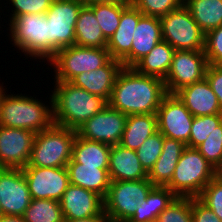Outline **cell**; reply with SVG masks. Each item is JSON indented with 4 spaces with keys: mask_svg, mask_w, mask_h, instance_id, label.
I'll return each mask as SVG.
<instances>
[{
    "mask_svg": "<svg viewBox=\"0 0 222 222\" xmlns=\"http://www.w3.org/2000/svg\"><path fill=\"white\" fill-rule=\"evenodd\" d=\"M165 82L123 67L118 73L108 104L128 115L156 114L167 95Z\"/></svg>",
    "mask_w": 222,
    "mask_h": 222,
    "instance_id": "6da1fadb",
    "label": "cell"
},
{
    "mask_svg": "<svg viewBox=\"0 0 222 222\" xmlns=\"http://www.w3.org/2000/svg\"><path fill=\"white\" fill-rule=\"evenodd\" d=\"M53 84V90L49 91L53 99L55 125L76 131L108 105L104 98L93 95L70 82H53Z\"/></svg>",
    "mask_w": 222,
    "mask_h": 222,
    "instance_id": "7a4b0ae2",
    "label": "cell"
},
{
    "mask_svg": "<svg viewBox=\"0 0 222 222\" xmlns=\"http://www.w3.org/2000/svg\"><path fill=\"white\" fill-rule=\"evenodd\" d=\"M8 90L0 101V126L27 129L34 133L54 125L53 99L43 101L27 94H14ZM48 102L49 104H46Z\"/></svg>",
    "mask_w": 222,
    "mask_h": 222,
    "instance_id": "3957f363",
    "label": "cell"
},
{
    "mask_svg": "<svg viewBox=\"0 0 222 222\" xmlns=\"http://www.w3.org/2000/svg\"><path fill=\"white\" fill-rule=\"evenodd\" d=\"M6 29L12 47L14 46L31 60L49 62V30L45 14H22L8 20ZM21 51V52H20ZM34 58V59H33ZM46 61V62H45Z\"/></svg>",
    "mask_w": 222,
    "mask_h": 222,
    "instance_id": "277c9868",
    "label": "cell"
},
{
    "mask_svg": "<svg viewBox=\"0 0 222 222\" xmlns=\"http://www.w3.org/2000/svg\"><path fill=\"white\" fill-rule=\"evenodd\" d=\"M217 175L218 171L196 148L186 147L166 187L177 197L197 198L204 187Z\"/></svg>",
    "mask_w": 222,
    "mask_h": 222,
    "instance_id": "5b68a950",
    "label": "cell"
},
{
    "mask_svg": "<svg viewBox=\"0 0 222 222\" xmlns=\"http://www.w3.org/2000/svg\"><path fill=\"white\" fill-rule=\"evenodd\" d=\"M76 131L58 125L36 133L29 166L67 167L72 159Z\"/></svg>",
    "mask_w": 222,
    "mask_h": 222,
    "instance_id": "8992f818",
    "label": "cell"
},
{
    "mask_svg": "<svg viewBox=\"0 0 222 222\" xmlns=\"http://www.w3.org/2000/svg\"><path fill=\"white\" fill-rule=\"evenodd\" d=\"M111 59L106 48L72 45L56 52L48 62L54 70V82H70L77 75L97 70Z\"/></svg>",
    "mask_w": 222,
    "mask_h": 222,
    "instance_id": "52a82bcc",
    "label": "cell"
},
{
    "mask_svg": "<svg viewBox=\"0 0 222 222\" xmlns=\"http://www.w3.org/2000/svg\"><path fill=\"white\" fill-rule=\"evenodd\" d=\"M160 21L162 40L175 50H204L205 33L184 4L160 17Z\"/></svg>",
    "mask_w": 222,
    "mask_h": 222,
    "instance_id": "ba28073f",
    "label": "cell"
},
{
    "mask_svg": "<svg viewBox=\"0 0 222 222\" xmlns=\"http://www.w3.org/2000/svg\"><path fill=\"white\" fill-rule=\"evenodd\" d=\"M82 6L79 0L54 1L45 13L49 30V61L58 50L74 45L75 25Z\"/></svg>",
    "mask_w": 222,
    "mask_h": 222,
    "instance_id": "9c48e42d",
    "label": "cell"
},
{
    "mask_svg": "<svg viewBox=\"0 0 222 222\" xmlns=\"http://www.w3.org/2000/svg\"><path fill=\"white\" fill-rule=\"evenodd\" d=\"M153 187L148 179L110 181L107 195L103 199L105 215L114 219L129 220Z\"/></svg>",
    "mask_w": 222,
    "mask_h": 222,
    "instance_id": "30bf717a",
    "label": "cell"
},
{
    "mask_svg": "<svg viewBox=\"0 0 222 222\" xmlns=\"http://www.w3.org/2000/svg\"><path fill=\"white\" fill-rule=\"evenodd\" d=\"M204 50H175L170 70L164 80L168 94L205 78L208 67Z\"/></svg>",
    "mask_w": 222,
    "mask_h": 222,
    "instance_id": "8fae6325",
    "label": "cell"
},
{
    "mask_svg": "<svg viewBox=\"0 0 222 222\" xmlns=\"http://www.w3.org/2000/svg\"><path fill=\"white\" fill-rule=\"evenodd\" d=\"M32 199H54L60 201L70 185L67 167L22 168Z\"/></svg>",
    "mask_w": 222,
    "mask_h": 222,
    "instance_id": "7c38bea8",
    "label": "cell"
},
{
    "mask_svg": "<svg viewBox=\"0 0 222 222\" xmlns=\"http://www.w3.org/2000/svg\"><path fill=\"white\" fill-rule=\"evenodd\" d=\"M158 131L167 138L189 142L194 116L176 94H167L157 109Z\"/></svg>",
    "mask_w": 222,
    "mask_h": 222,
    "instance_id": "4fadbf2b",
    "label": "cell"
},
{
    "mask_svg": "<svg viewBox=\"0 0 222 222\" xmlns=\"http://www.w3.org/2000/svg\"><path fill=\"white\" fill-rule=\"evenodd\" d=\"M127 115L112 108L109 104L89 118L76 133L88 140L117 145L120 143L125 128Z\"/></svg>",
    "mask_w": 222,
    "mask_h": 222,
    "instance_id": "5bb4252c",
    "label": "cell"
},
{
    "mask_svg": "<svg viewBox=\"0 0 222 222\" xmlns=\"http://www.w3.org/2000/svg\"><path fill=\"white\" fill-rule=\"evenodd\" d=\"M31 195L21 168H0V206L3 215L23 216Z\"/></svg>",
    "mask_w": 222,
    "mask_h": 222,
    "instance_id": "9a60e30c",
    "label": "cell"
},
{
    "mask_svg": "<svg viewBox=\"0 0 222 222\" xmlns=\"http://www.w3.org/2000/svg\"><path fill=\"white\" fill-rule=\"evenodd\" d=\"M36 133L0 126V168H24L30 160Z\"/></svg>",
    "mask_w": 222,
    "mask_h": 222,
    "instance_id": "2e32d148",
    "label": "cell"
},
{
    "mask_svg": "<svg viewBox=\"0 0 222 222\" xmlns=\"http://www.w3.org/2000/svg\"><path fill=\"white\" fill-rule=\"evenodd\" d=\"M64 219H84L100 215L104 200L97 193L70 184L60 200Z\"/></svg>",
    "mask_w": 222,
    "mask_h": 222,
    "instance_id": "e0dca14e",
    "label": "cell"
},
{
    "mask_svg": "<svg viewBox=\"0 0 222 222\" xmlns=\"http://www.w3.org/2000/svg\"><path fill=\"white\" fill-rule=\"evenodd\" d=\"M161 41L160 18L142 15L133 33L131 52L121 61L123 67H133Z\"/></svg>",
    "mask_w": 222,
    "mask_h": 222,
    "instance_id": "ac0fdd59",
    "label": "cell"
},
{
    "mask_svg": "<svg viewBox=\"0 0 222 222\" xmlns=\"http://www.w3.org/2000/svg\"><path fill=\"white\" fill-rule=\"evenodd\" d=\"M175 94L194 117L222 114L218 98L206 78L182 87Z\"/></svg>",
    "mask_w": 222,
    "mask_h": 222,
    "instance_id": "d6986e66",
    "label": "cell"
},
{
    "mask_svg": "<svg viewBox=\"0 0 222 222\" xmlns=\"http://www.w3.org/2000/svg\"><path fill=\"white\" fill-rule=\"evenodd\" d=\"M122 68V62L111 58L104 66L94 71L81 73L70 83L109 102L116 77Z\"/></svg>",
    "mask_w": 222,
    "mask_h": 222,
    "instance_id": "ffe728a7",
    "label": "cell"
},
{
    "mask_svg": "<svg viewBox=\"0 0 222 222\" xmlns=\"http://www.w3.org/2000/svg\"><path fill=\"white\" fill-rule=\"evenodd\" d=\"M108 174L110 181L148 179V173L141 166L137 152L120 144L111 146Z\"/></svg>",
    "mask_w": 222,
    "mask_h": 222,
    "instance_id": "44dd1931",
    "label": "cell"
},
{
    "mask_svg": "<svg viewBox=\"0 0 222 222\" xmlns=\"http://www.w3.org/2000/svg\"><path fill=\"white\" fill-rule=\"evenodd\" d=\"M142 15L131 3L122 11L119 26L106 46L112 59L121 62L131 52L133 33Z\"/></svg>",
    "mask_w": 222,
    "mask_h": 222,
    "instance_id": "7402d4cb",
    "label": "cell"
},
{
    "mask_svg": "<svg viewBox=\"0 0 222 222\" xmlns=\"http://www.w3.org/2000/svg\"><path fill=\"white\" fill-rule=\"evenodd\" d=\"M185 148L183 142L164 137L161 155L148 172V180L154 186L166 187L170 183Z\"/></svg>",
    "mask_w": 222,
    "mask_h": 222,
    "instance_id": "603a6c76",
    "label": "cell"
},
{
    "mask_svg": "<svg viewBox=\"0 0 222 222\" xmlns=\"http://www.w3.org/2000/svg\"><path fill=\"white\" fill-rule=\"evenodd\" d=\"M70 184L93 191L103 199L106 197L110 186L108 169L100 166H83L73 159L67 164Z\"/></svg>",
    "mask_w": 222,
    "mask_h": 222,
    "instance_id": "cb8c5ba5",
    "label": "cell"
},
{
    "mask_svg": "<svg viewBox=\"0 0 222 222\" xmlns=\"http://www.w3.org/2000/svg\"><path fill=\"white\" fill-rule=\"evenodd\" d=\"M157 131L156 114L128 115L119 144L136 151L149 136Z\"/></svg>",
    "mask_w": 222,
    "mask_h": 222,
    "instance_id": "d4e9b609",
    "label": "cell"
},
{
    "mask_svg": "<svg viewBox=\"0 0 222 222\" xmlns=\"http://www.w3.org/2000/svg\"><path fill=\"white\" fill-rule=\"evenodd\" d=\"M175 49L166 41H161L133 68L140 74L165 80L172 63Z\"/></svg>",
    "mask_w": 222,
    "mask_h": 222,
    "instance_id": "484cf974",
    "label": "cell"
},
{
    "mask_svg": "<svg viewBox=\"0 0 222 222\" xmlns=\"http://www.w3.org/2000/svg\"><path fill=\"white\" fill-rule=\"evenodd\" d=\"M104 37L94 12L89 6H82L75 25L74 45L92 48H106Z\"/></svg>",
    "mask_w": 222,
    "mask_h": 222,
    "instance_id": "4316f807",
    "label": "cell"
},
{
    "mask_svg": "<svg viewBox=\"0 0 222 222\" xmlns=\"http://www.w3.org/2000/svg\"><path fill=\"white\" fill-rule=\"evenodd\" d=\"M111 145L81 138L76 134L72 146V159L83 166L108 169Z\"/></svg>",
    "mask_w": 222,
    "mask_h": 222,
    "instance_id": "83f0119b",
    "label": "cell"
},
{
    "mask_svg": "<svg viewBox=\"0 0 222 222\" xmlns=\"http://www.w3.org/2000/svg\"><path fill=\"white\" fill-rule=\"evenodd\" d=\"M177 196L167 187L154 186L129 219L132 222H155Z\"/></svg>",
    "mask_w": 222,
    "mask_h": 222,
    "instance_id": "f1b7e54d",
    "label": "cell"
},
{
    "mask_svg": "<svg viewBox=\"0 0 222 222\" xmlns=\"http://www.w3.org/2000/svg\"><path fill=\"white\" fill-rule=\"evenodd\" d=\"M183 4L205 34L222 25V0H184Z\"/></svg>",
    "mask_w": 222,
    "mask_h": 222,
    "instance_id": "f546056e",
    "label": "cell"
},
{
    "mask_svg": "<svg viewBox=\"0 0 222 222\" xmlns=\"http://www.w3.org/2000/svg\"><path fill=\"white\" fill-rule=\"evenodd\" d=\"M26 222H63L60 201L54 199H32L23 215Z\"/></svg>",
    "mask_w": 222,
    "mask_h": 222,
    "instance_id": "4dcf8cb0",
    "label": "cell"
},
{
    "mask_svg": "<svg viewBox=\"0 0 222 222\" xmlns=\"http://www.w3.org/2000/svg\"><path fill=\"white\" fill-rule=\"evenodd\" d=\"M128 5L104 3L89 6L94 12L102 33L107 40L115 33L119 26L121 13Z\"/></svg>",
    "mask_w": 222,
    "mask_h": 222,
    "instance_id": "1f68e13d",
    "label": "cell"
},
{
    "mask_svg": "<svg viewBox=\"0 0 222 222\" xmlns=\"http://www.w3.org/2000/svg\"><path fill=\"white\" fill-rule=\"evenodd\" d=\"M222 123V114L194 117L186 147L197 148Z\"/></svg>",
    "mask_w": 222,
    "mask_h": 222,
    "instance_id": "d6a6232c",
    "label": "cell"
},
{
    "mask_svg": "<svg viewBox=\"0 0 222 222\" xmlns=\"http://www.w3.org/2000/svg\"><path fill=\"white\" fill-rule=\"evenodd\" d=\"M196 149L219 172L222 169V123Z\"/></svg>",
    "mask_w": 222,
    "mask_h": 222,
    "instance_id": "836d02e7",
    "label": "cell"
},
{
    "mask_svg": "<svg viewBox=\"0 0 222 222\" xmlns=\"http://www.w3.org/2000/svg\"><path fill=\"white\" fill-rule=\"evenodd\" d=\"M163 142L164 136L157 131L149 136L142 146L136 150L141 166L147 173L152 169L155 162L160 157L163 149Z\"/></svg>",
    "mask_w": 222,
    "mask_h": 222,
    "instance_id": "e575fe53",
    "label": "cell"
},
{
    "mask_svg": "<svg viewBox=\"0 0 222 222\" xmlns=\"http://www.w3.org/2000/svg\"><path fill=\"white\" fill-rule=\"evenodd\" d=\"M155 222H193L191 197H176Z\"/></svg>",
    "mask_w": 222,
    "mask_h": 222,
    "instance_id": "d590c367",
    "label": "cell"
},
{
    "mask_svg": "<svg viewBox=\"0 0 222 222\" xmlns=\"http://www.w3.org/2000/svg\"><path fill=\"white\" fill-rule=\"evenodd\" d=\"M184 0H131L143 15L162 17L183 5Z\"/></svg>",
    "mask_w": 222,
    "mask_h": 222,
    "instance_id": "8d00e7d4",
    "label": "cell"
},
{
    "mask_svg": "<svg viewBox=\"0 0 222 222\" xmlns=\"http://www.w3.org/2000/svg\"><path fill=\"white\" fill-rule=\"evenodd\" d=\"M222 221V178L217 175L197 197Z\"/></svg>",
    "mask_w": 222,
    "mask_h": 222,
    "instance_id": "74e56055",
    "label": "cell"
},
{
    "mask_svg": "<svg viewBox=\"0 0 222 222\" xmlns=\"http://www.w3.org/2000/svg\"><path fill=\"white\" fill-rule=\"evenodd\" d=\"M12 8L7 9L9 19L17 18L22 14H45L51 5V0H5ZM9 2V3H8Z\"/></svg>",
    "mask_w": 222,
    "mask_h": 222,
    "instance_id": "f35d334b",
    "label": "cell"
},
{
    "mask_svg": "<svg viewBox=\"0 0 222 222\" xmlns=\"http://www.w3.org/2000/svg\"><path fill=\"white\" fill-rule=\"evenodd\" d=\"M204 51L208 64L222 66V25L205 34Z\"/></svg>",
    "mask_w": 222,
    "mask_h": 222,
    "instance_id": "ab89813d",
    "label": "cell"
},
{
    "mask_svg": "<svg viewBox=\"0 0 222 222\" xmlns=\"http://www.w3.org/2000/svg\"><path fill=\"white\" fill-rule=\"evenodd\" d=\"M191 211L193 222H222L214 212L198 198H191Z\"/></svg>",
    "mask_w": 222,
    "mask_h": 222,
    "instance_id": "60d3db41",
    "label": "cell"
},
{
    "mask_svg": "<svg viewBox=\"0 0 222 222\" xmlns=\"http://www.w3.org/2000/svg\"><path fill=\"white\" fill-rule=\"evenodd\" d=\"M205 78L207 79L214 94L217 96L222 110V66L209 64Z\"/></svg>",
    "mask_w": 222,
    "mask_h": 222,
    "instance_id": "b9f144b4",
    "label": "cell"
},
{
    "mask_svg": "<svg viewBox=\"0 0 222 222\" xmlns=\"http://www.w3.org/2000/svg\"><path fill=\"white\" fill-rule=\"evenodd\" d=\"M84 6H92L95 4H130L131 0H79Z\"/></svg>",
    "mask_w": 222,
    "mask_h": 222,
    "instance_id": "7bdbcfd3",
    "label": "cell"
},
{
    "mask_svg": "<svg viewBox=\"0 0 222 222\" xmlns=\"http://www.w3.org/2000/svg\"><path fill=\"white\" fill-rule=\"evenodd\" d=\"M105 217H106V215L103 211L98 216L88 217V218H84V219H64L63 222H103Z\"/></svg>",
    "mask_w": 222,
    "mask_h": 222,
    "instance_id": "ee69618b",
    "label": "cell"
},
{
    "mask_svg": "<svg viewBox=\"0 0 222 222\" xmlns=\"http://www.w3.org/2000/svg\"><path fill=\"white\" fill-rule=\"evenodd\" d=\"M0 222H26L23 216L1 215Z\"/></svg>",
    "mask_w": 222,
    "mask_h": 222,
    "instance_id": "f6af8a7d",
    "label": "cell"
},
{
    "mask_svg": "<svg viewBox=\"0 0 222 222\" xmlns=\"http://www.w3.org/2000/svg\"><path fill=\"white\" fill-rule=\"evenodd\" d=\"M103 222H129V220H119L110 217H105Z\"/></svg>",
    "mask_w": 222,
    "mask_h": 222,
    "instance_id": "bcb514c9",
    "label": "cell"
},
{
    "mask_svg": "<svg viewBox=\"0 0 222 222\" xmlns=\"http://www.w3.org/2000/svg\"><path fill=\"white\" fill-rule=\"evenodd\" d=\"M4 83L2 82V84L0 83V101L2 99V96L5 94V92L7 91L5 88L6 86H3ZM5 87V88H4Z\"/></svg>",
    "mask_w": 222,
    "mask_h": 222,
    "instance_id": "7dc6e473",
    "label": "cell"
},
{
    "mask_svg": "<svg viewBox=\"0 0 222 222\" xmlns=\"http://www.w3.org/2000/svg\"><path fill=\"white\" fill-rule=\"evenodd\" d=\"M218 175L222 178V169L218 172Z\"/></svg>",
    "mask_w": 222,
    "mask_h": 222,
    "instance_id": "c3c4849f",
    "label": "cell"
},
{
    "mask_svg": "<svg viewBox=\"0 0 222 222\" xmlns=\"http://www.w3.org/2000/svg\"><path fill=\"white\" fill-rule=\"evenodd\" d=\"M0 6H2L1 3H0ZM0 9H2V7H0ZM0 13H1V11H0ZM1 15H2V13L0 14V18H1ZM0 24H1V22H0ZM0 28H1V26H0Z\"/></svg>",
    "mask_w": 222,
    "mask_h": 222,
    "instance_id": "681fc988",
    "label": "cell"
},
{
    "mask_svg": "<svg viewBox=\"0 0 222 222\" xmlns=\"http://www.w3.org/2000/svg\"><path fill=\"white\" fill-rule=\"evenodd\" d=\"M1 215H3V213H2V209H1V206H0V216H1Z\"/></svg>",
    "mask_w": 222,
    "mask_h": 222,
    "instance_id": "f907efd6",
    "label": "cell"
}]
</instances>
